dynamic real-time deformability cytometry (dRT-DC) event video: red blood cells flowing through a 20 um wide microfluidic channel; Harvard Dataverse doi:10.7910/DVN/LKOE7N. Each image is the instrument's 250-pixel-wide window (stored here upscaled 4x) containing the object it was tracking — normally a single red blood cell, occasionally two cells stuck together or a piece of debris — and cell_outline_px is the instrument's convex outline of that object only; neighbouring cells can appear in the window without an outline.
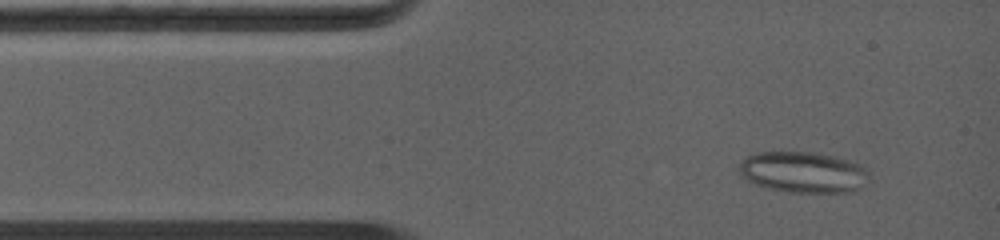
{"species": "common noctule bat (a hibernating species)", "species_latin": "Nyctalus noctula", "temperature_condition": "warm", "stored_images_in_passage": 4, "camera_frame_rate_fps": 5000, "um_per_image_px": 0.085, "animal": {"sex": "female", "body_mass_g": 19.0, "forearm_length_mm": 56.7}, "frame": {"image": 1, "passage_image": 1, "time_ms": 0.0, "image_size_px": [1000, 240], "cell_outline_px": [[868, 176], [860, 188], [844, 192], [788, 192], [756, 184], [748, 180], [740, 172], [740, 164], [748, 156], [756, 152], [780, 148], [820, 152], [836, 156], [848, 160], [864, 168]], "centroid_in_image_um": [68.22, 14.56], "position_along_channel_um": 16.8, "area_um2": 31.39}}
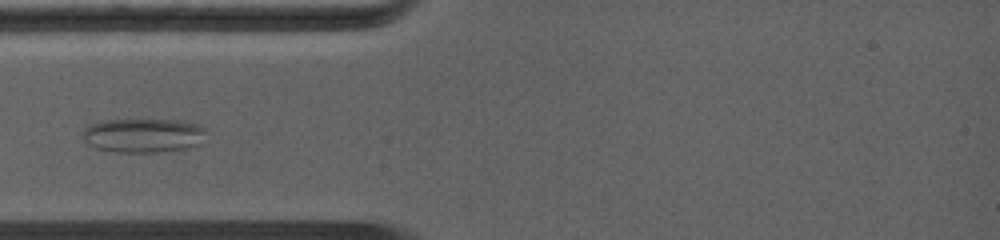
{"frame": {"image": 2, "passage_image": 3, "time_ms": 2.2, "image_size_px": [1000, 240], "cell_outline_px": [[204, 128], [196, 144], [188, 148], [156, 152], [116, 152], [96, 148], [88, 144], [84, 140], [84, 132], [92, 124], [108, 120], [164, 120], [192, 124]], "centroid_in_image_um": [12.08, 11.53], "position_along_channel_um": 72.9, "area_um2": 23.47}}